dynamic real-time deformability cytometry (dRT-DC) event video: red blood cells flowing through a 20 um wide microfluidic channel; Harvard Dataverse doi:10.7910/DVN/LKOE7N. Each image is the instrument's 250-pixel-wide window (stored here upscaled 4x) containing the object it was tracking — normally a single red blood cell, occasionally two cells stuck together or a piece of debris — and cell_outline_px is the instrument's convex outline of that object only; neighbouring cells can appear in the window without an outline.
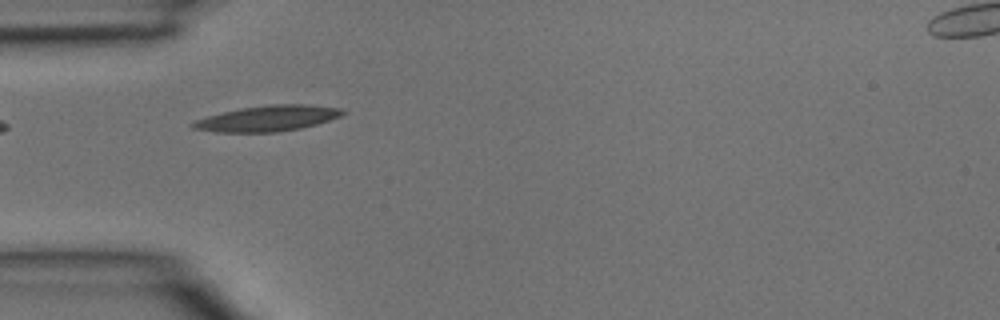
{"species": "common noctule bat (a hibernating species)", "species_latin": "Nyctalus noctula", "temperature_condition": "room temperature", "stored_images_in_passage": 4, "camera_frame_rate_fps": 3000, "um_per_image_px": 0.085, "animal": {"sex": "male", "body_mass_g": 15.6}, "frame": {"image": 1, "passage_image": 3, "time_ms": 0.667, "image_size_px": [1000, 320], "cell_outline_px": [[348, 112], [340, 116], [316, 124], [300, 128], [276, 132], [216, 132], [192, 128], [188, 124], [196, 120], [208, 116], [240, 108], [272, 104], [308, 104], [340, 108]], "centroid_in_image_um": [22.75, 10.06], "position_along_channel_um": 62.2, "area_um2": 22.31}}
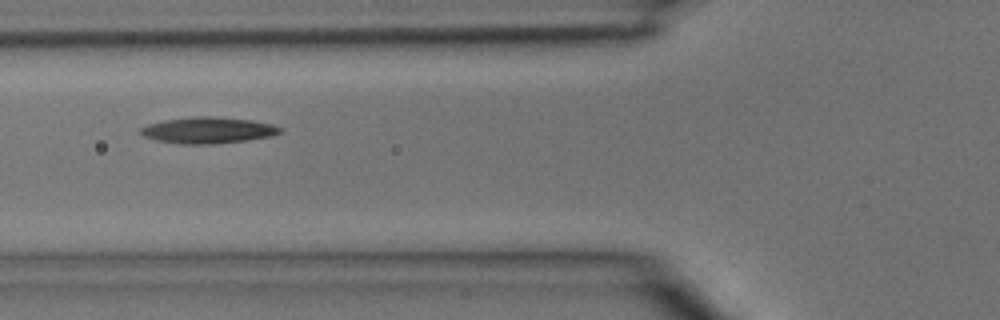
{"frame": {"image": 2, "passage_image": 4, "time_ms": 1.0, "image_size_px": [1000, 320], "cell_outline_px": [[284, 132], [272, 136], [248, 140], [212, 144], [180, 144], [156, 140], [144, 136], [140, 132], [140, 128], [148, 124], [164, 120], [196, 116], [216, 116], [252, 120], [272, 124], [280, 128]], "centroid_in_image_um": [17.7, 11.07], "position_along_channel_um": 108.1, "area_um2": 21.44}}